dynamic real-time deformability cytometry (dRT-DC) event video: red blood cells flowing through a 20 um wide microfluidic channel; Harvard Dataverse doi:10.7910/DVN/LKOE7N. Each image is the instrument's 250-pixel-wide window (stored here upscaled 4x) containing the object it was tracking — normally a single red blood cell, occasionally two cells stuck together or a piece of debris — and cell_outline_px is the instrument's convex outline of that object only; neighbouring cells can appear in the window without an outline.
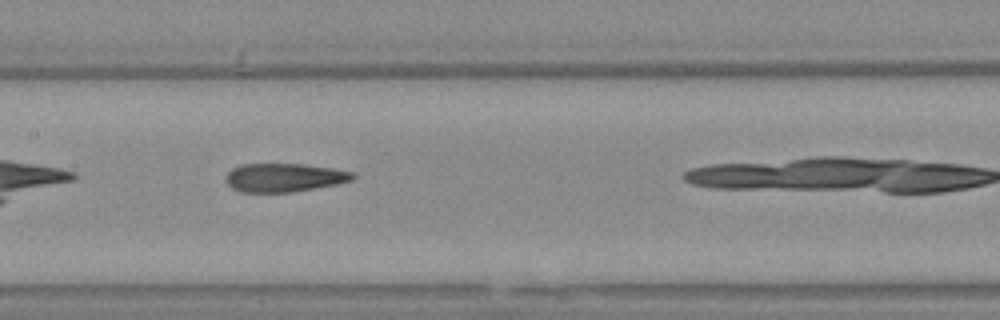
{"species": "Egyptian fruit bat (a non-hibernating species)", "species_latin": "Rousettus aegyptiacus", "temperature_condition": "warm", "stored_images_in_passage": 27, "camera_frame_rate_fps": 3000, "um_per_image_px": 0.085, "animal": {"sex": "female"}, "frame": {"image": 1, "passage_image": 12, "time_ms": 3.667, "image_size_px": [1000, 320], "cell_outline_px": [[356, 176], [352, 180], [336, 184], [292, 192], [240, 192], [232, 188], [224, 180], [228, 172], [232, 168], [240, 164], [304, 164], [332, 168], [352, 172]], "centroid_in_image_um": [24.12, 15.09], "position_along_channel_um": 183.3, "area_um2": 21.1}, "authors_computed_cell_mechanics": {"area_um2": 21.964, "velocity_mm_per_s": 3.7668, "shape_relaxation_time_tau1_ms": null, "shape_relaxation_time_tau2_ms": 3.8597, "deformation_change_tau1": null, "deformation_change_tau2": 0.1378}}